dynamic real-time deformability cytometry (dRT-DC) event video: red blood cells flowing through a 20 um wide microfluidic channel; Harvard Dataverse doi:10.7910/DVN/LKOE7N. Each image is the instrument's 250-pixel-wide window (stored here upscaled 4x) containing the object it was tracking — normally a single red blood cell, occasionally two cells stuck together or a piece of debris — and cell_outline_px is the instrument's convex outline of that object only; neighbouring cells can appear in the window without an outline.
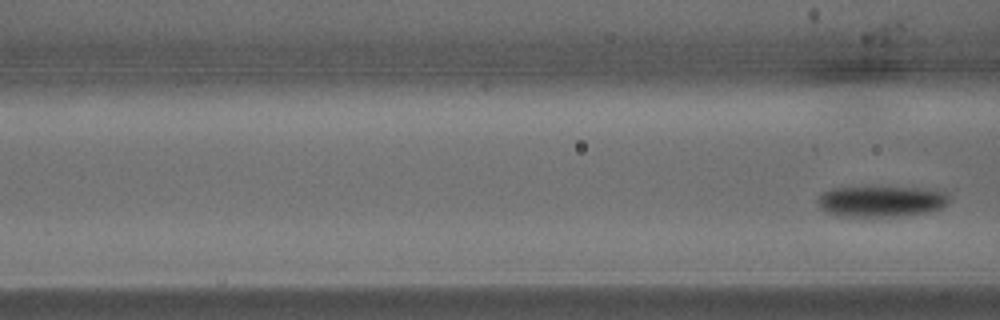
{"species": "common noctule bat (a hibernating species)", "species_latin": "Nyctalus noctula", "temperature_condition": "warm", "stored_images_in_passage": 4, "segment_of_instrument_passage": [2, 2], "camera_frame_rate_fps": 3000, "um_per_image_px": 0.085, "animal": {"sex": "male", "body_mass_g": 15.6}, "frame": {"image": 1, "passage_image": 4, "time_ms": 1.0, "image_size_px": [1000, 320], "cell_outline_px": [[948, 204], [944, 208], [928, 212], [896, 216], [836, 216], [824, 212], [820, 208], [820, 196], [824, 192], [832, 188], [916, 188], [948, 192]], "centroid_in_image_um": [74.93, 17.13], "position_along_channel_um": 91.7, "area_um2": 23.35}}